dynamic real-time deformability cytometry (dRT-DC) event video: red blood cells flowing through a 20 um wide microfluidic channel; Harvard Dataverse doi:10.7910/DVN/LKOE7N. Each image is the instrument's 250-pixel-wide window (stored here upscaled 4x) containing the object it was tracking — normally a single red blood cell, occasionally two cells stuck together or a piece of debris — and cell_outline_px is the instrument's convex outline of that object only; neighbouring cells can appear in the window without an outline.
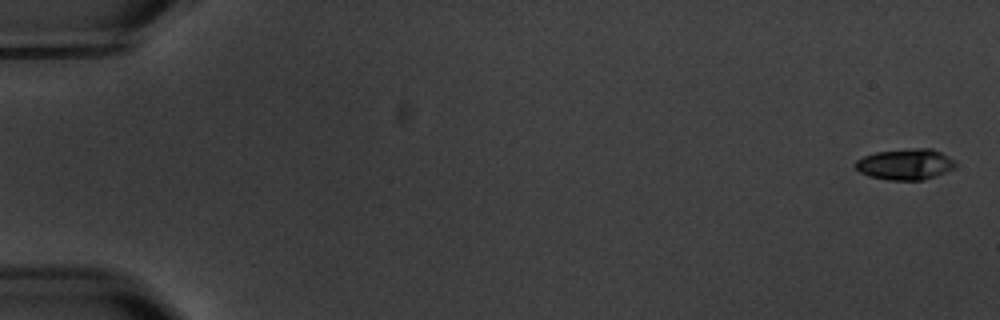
{"species": "common noctule bat (a hibernating species)", "species_latin": "Nyctalus noctula", "temperature_condition": "warm", "stored_images_in_passage": 6, "camera_frame_rate_fps": 3000, "um_per_image_px": 0.085, "animal": {"sex": "male", "body_mass_g": 20.1, "forearm_length_mm": 53.5}, "frame": {"image": 1, "passage_image": 1, "time_ms": 0.0, "image_size_px": [1000, 320], "cell_outline_px": [[956, 168], [936, 176], [924, 180], [888, 180], [868, 176], [860, 172], [852, 164], [856, 160], [864, 156], [876, 152], [912, 148], [932, 148], [956, 160]], "centroid_in_image_um": [76.97, 13.96], "position_along_channel_um": 8.0, "area_um2": 18.32}}
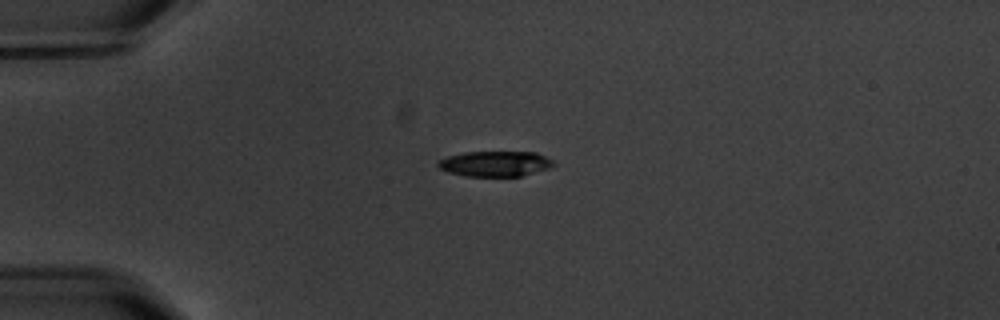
{"frame": {"image": 2, "passage_image": 4, "time_ms": 4.667, "image_size_px": [1000, 320], "cell_outline_px": [[556, 164], [548, 168], [520, 176], [464, 176], [448, 172], [440, 168], [436, 164], [440, 160], [448, 156], [464, 152], [536, 152], [552, 160]], "centroid_in_image_um": [42.07, 13.91], "position_along_channel_um": 42.9, "area_um2": 16.94}}